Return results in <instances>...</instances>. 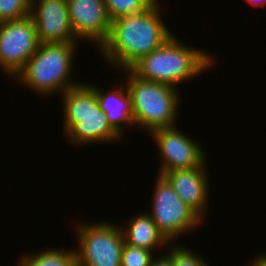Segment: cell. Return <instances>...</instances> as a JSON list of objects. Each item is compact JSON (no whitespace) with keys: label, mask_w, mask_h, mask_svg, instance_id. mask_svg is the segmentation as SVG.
I'll use <instances>...</instances> for the list:
<instances>
[{"label":"cell","mask_w":266,"mask_h":266,"mask_svg":"<svg viewBox=\"0 0 266 266\" xmlns=\"http://www.w3.org/2000/svg\"><path fill=\"white\" fill-rule=\"evenodd\" d=\"M160 6L157 2L148 10L112 20L108 39L98 52L112 66L125 70L156 50L172 35L161 19Z\"/></svg>","instance_id":"obj_1"},{"label":"cell","mask_w":266,"mask_h":266,"mask_svg":"<svg viewBox=\"0 0 266 266\" xmlns=\"http://www.w3.org/2000/svg\"><path fill=\"white\" fill-rule=\"evenodd\" d=\"M214 63L211 55L181 43L172 34L160 47L136 62L130 70L139 78L175 87L200 75ZM177 84V85H176Z\"/></svg>","instance_id":"obj_2"},{"label":"cell","mask_w":266,"mask_h":266,"mask_svg":"<svg viewBox=\"0 0 266 266\" xmlns=\"http://www.w3.org/2000/svg\"><path fill=\"white\" fill-rule=\"evenodd\" d=\"M64 107V134L78 145L119 141L122 137L111 127L100 109L95 89L87 83L69 88L61 95Z\"/></svg>","instance_id":"obj_3"},{"label":"cell","mask_w":266,"mask_h":266,"mask_svg":"<svg viewBox=\"0 0 266 266\" xmlns=\"http://www.w3.org/2000/svg\"><path fill=\"white\" fill-rule=\"evenodd\" d=\"M76 42L39 44L37 51L15 76L35 93L49 96L65 92L80 82H73L72 71ZM71 78V79H70Z\"/></svg>","instance_id":"obj_4"},{"label":"cell","mask_w":266,"mask_h":266,"mask_svg":"<svg viewBox=\"0 0 266 266\" xmlns=\"http://www.w3.org/2000/svg\"><path fill=\"white\" fill-rule=\"evenodd\" d=\"M128 78L126 87L131 97L133 120L137 127L149 133L156 129L177 126L179 93L172 87L136 76L130 69L123 70Z\"/></svg>","instance_id":"obj_5"},{"label":"cell","mask_w":266,"mask_h":266,"mask_svg":"<svg viewBox=\"0 0 266 266\" xmlns=\"http://www.w3.org/2000/svg\"><path fill=\"white\" fill-rule=\"evenodd\" d=\"M153 191L152 213L148 214L170 243L201 224L203 219L180 199L164 176L158 175Z\"/></svg>","instance_id":"obj_6"},{"label":"cell","mask_w":266,"mask_h":266,"mask_svg":"<svg viewBox=\"0 0 266 266\" xmlns=\"http://www.w3.org/2000/svg\"><path fill=\"white\" fill-rule=\"evenodd\" d=\"M78 266H121L124 237L120 226L106 222L82 223L75 229Z\"/></svg>","instance_id":"obj_7"},{"label":"cell","mask_w":266,"mask_h":266,"mask_svg":"<svg viewBox=\"0 0 266 266\" xmlns=\"http://www.w3.org/2000/svg\"><path fill=\"white\" fill-rule=\"evenodd\" d=\"M39 41L30 15L0 23V68L15 77L37 51Z\"/></svg>","instance_id":"obj_8"},{"label":"cell","mask_w":266,"mask_h":266,"mask_svg":"<svg viewBox=\"0 0 266 266\" xmlns=\"http://www.w3.org/2000/svg\"><path fill=\"white\" fill-rule=\"evenodd\" d=\"M173 127L160 128L150 134L157 144L161 156L158 175H164L177 169H188L206 165L203 148L197 140Z\"/></svg>","instance_id":"obj_9"},{"label":"cell","mask_w":266,"mask_h":266,"mask_svg":"<svg viewBox=\"0 0 266 266\" xmlns=\"http://www.w3.org/2000/svg\"><path fill=\"white\" fill-rule=\"evenodd\" d=\"M30 16L36 26L39 44L77 42L70 24L67 0H32Z\"/></svg>","instance_id":"obj_10"},{"label":"cell","mask_w":266,"mask_h":266,"mask_svg":"<svg viewBox=\"0 0 266 266\" xmlns=\"http://www.w3.org/2000/svg\"><path fill=\"white\" fill-rule=\"evenodd\" d=\"M76 39L95 43L99 49L108 39L111 22L104 0H67Z\"/></svg>","instance_id":"obj_11"},{"label":"cell","mask_w":266,"mask_h":266,"mask_svg":"<svg viewBox=\"0 0 266 266\" xmlns=\"http://www.w3.org/2000/svg\"><path fill=\"white\" fill-rule=\"evenodd\" d=\"M205 165L166 172L163 176L172 185L180 199L202 219L208 210L209 175ZM207 171V172H206Z\"/></svg>","instance_id":"obj_12"},{"label":"cell","mask_w":266,"mask_h":266,"mask_svg":"<svg viewBox=\"0 0 266 266\" xmlns=\"http://www.w3.org/2000/svg\"><path fill=\"white\" fill-rule=\"evenodd\" d=\"M90 85L95 89L97 101L100 109L106 114L111 127L122 137L125 136L123 131V124L127 126L135 125L133 120V111L131 104V97L127 87L115 88L111 92H105L104 89ZM123 125V126H122Z\"/></svg>","instance_id":"obj_13"},{"label":"cell","mask_w":266,"mask_h":266,"mask_svg":"<svg viewBox=\"0 0 266 266\" xmlns=\"http://www.w3.org/2000/svg\"><path fill=\"white\" fill-rule=\"evenodd\" d=\"M135 216L128 221L127 228L120 225L125 243L150 251L170 243L158 230L148 212L144 211Z\"/></svg>","instance_id":"obj_14"},{"label":"cell","mask_w":266,"mask_h":266,"mask_svg":"<svg viewBox=\"0 0 266 266\" xmlns=\"http://www.w3.org/2000/svg\"><path fill=\"white\" fill-rule=\"evenodd\" d=\"M17 266H78L76 251H65L60 249H46L33 252V254H23Z\"/></svg>","instance_id":"obj_15"},{"label":"cell","mask_w":266,"mask_h":266,"mask_svg":"<svg viewBox=\"0 0 266 266\" xmlns=\"http://www.w3.org/2000/svg\"><path fill=\"white\" fill-rule=\"evenodd\" d=\"M111 20L123 15L137 14L154 6L158 0H104Z\"/></svg>","instance_id":"obj_16"},{"label":"cell","mask_w":266,"mask_h":266,"mask_svg":"<svg viewBox=\"0 0 266 266\" xmlns=\"http://www.w3.org/2000/svg\"><path fill=\"white\" fill-rule=\"evenodd\" d=\"M32 0H0V23L30 15Z\"/></svg>","instance_id":"obj_17"},{"label":"cell","mask_w":266,"mask_h":266,"mask_svg":"<svg viewBox=\"0 0 266 266\" xmlns=\"http://www.w3.org/2000/svg\"><path fill=\"white\" fill-rule=\"evenodd\" d=\"M153 252L144 248L124 243L121 255V266H150Z\"/></svg>","instance_id":"obj_18"},{"label":"cell","mask_w":266,"mask_h":266,"mask_svg":"<svg viewBox=\"0 0 266 266\" xmlns=\"http://www.w3.org/2000/svg\"><path fill=\"white\" fill-rule=\"evenodd\" d=\"M170 250L167 255L171 258L173 266H209L204 258L192 253V250H188L180 244L170 247Z\"/></svg>","instance_id":"obj_19"},{"label":"cell","mask_w":266,"mask_h":266,"mask_svg":"<svg viewBox=\"0 0 266 266\" xmlns=\"http://www.w3.org/2000/svg\"><path fill=\"white\" fill-rule=\"evenodd\" d=\"M150 266H173L171 258L166 254L163 257L154 258Z\"/></svg>","instance_id":"obj_20"},{"label":"cell","mask_w":266,"mask_h":266,"mask_svg":"<svg viewBox=\"0 0 266 266\" xmlns=\"http://www.w3.org/2000/svg\"><path fill=\"white\" fill-rule=\"evenodd\" d=\"M258 256L254 259V261H252L250 266H266V253Z\"/></svg>","instance_id":"obj_21"},{"label":"cell","mask_w":266,"mask_h":266,"mask_svg":"<svg viewBox=\"0 0 266 266\" xmlns=\"http://www.w3.org/2000/svg\"><path fill=\"white\" fill-rule=\"evenodd\" d=\"M247 3L254 6H265L266 5V0H246Z\"/></svg>","instance_id":"obj_22"}]
</instances>
